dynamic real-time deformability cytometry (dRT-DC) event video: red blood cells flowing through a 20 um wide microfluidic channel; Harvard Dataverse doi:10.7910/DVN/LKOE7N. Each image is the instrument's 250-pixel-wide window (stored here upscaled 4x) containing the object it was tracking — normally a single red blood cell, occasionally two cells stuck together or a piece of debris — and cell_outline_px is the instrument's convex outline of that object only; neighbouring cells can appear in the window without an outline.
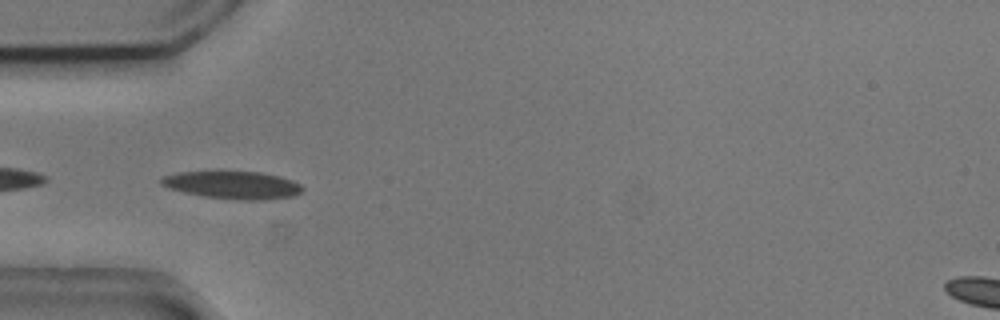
{"species": "common noctule bat (a hibernating species)", "species_latin": "Nyctalus noctula", "temperature_condition": "cold", "stored_images_in_passage": 7, "camera_frame_rate_fps": 3000, "um_per_image_px": 0.085, "animal": {"sex": "male", "body_mass_g": 20.5, "forearm_length_mm": 52.5}, "frame": {"image": 1, "passage_image": 4, "time_ms": 1.0, "image_size_px": [1000, 320], "cell_outline_px": [[304, 188], [300, 192], [292, 196], [264, 200], [244, 200], [204, 196], [184, 192], [168, 188], [160, 184], [160, 180], [164, 176], [176, 172], [260, 172], [280, 176], [292, 180], [300, 184]], "centroid_in_image_um": [19.78, 15.72], "position_along_channel_um": 65.2, "area_um2": 22.54}}
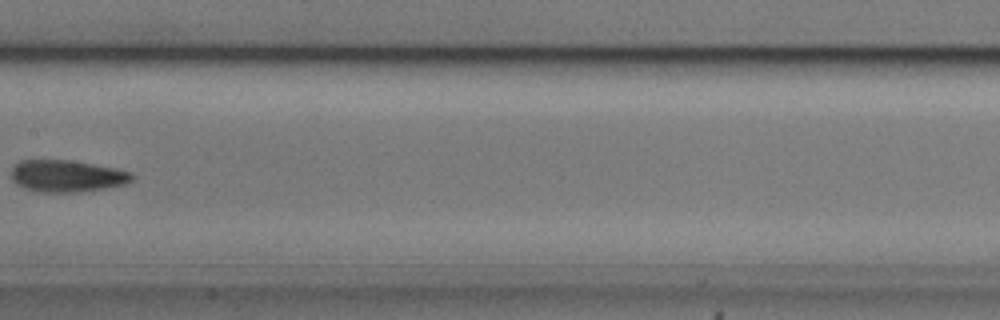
{"frame": {"image": 2, "passage_image": 7, "time_ms": 2.0, "image_size_px": [1000, 320], "cell_outline_px": [[136, 176], [132, 180], [124, 184], [104, 188], [76, 192], [40, 192], [24, 188], [16, 184], [12, 180], [12, 168], [20, 160], [68, 160], [112, 168], [132, 172]], "centroid_in_image_um": [5.66, 14.97], "position_along_channel_um": 201.7, "area_um2": 22.2}}